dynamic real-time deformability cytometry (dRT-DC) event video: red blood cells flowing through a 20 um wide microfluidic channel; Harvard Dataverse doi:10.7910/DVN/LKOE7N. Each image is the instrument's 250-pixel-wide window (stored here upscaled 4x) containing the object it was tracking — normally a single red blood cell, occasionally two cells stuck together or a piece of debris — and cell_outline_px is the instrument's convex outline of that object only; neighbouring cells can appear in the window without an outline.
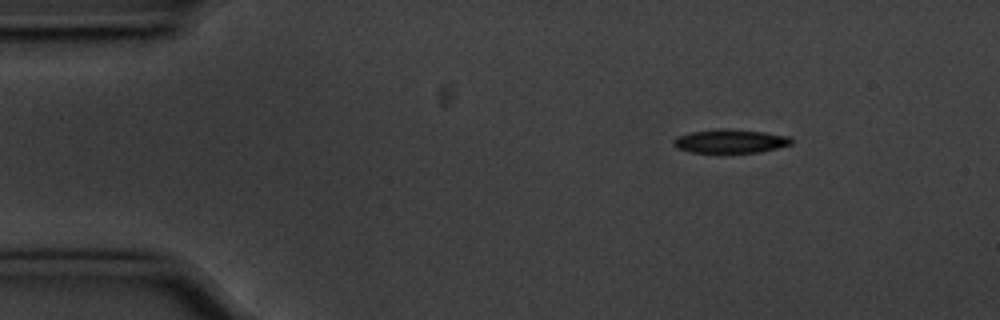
{"species": "common noctule bat (a hibernating species)", "species_latin": "Nyctalus noctula", "temperature_condition": "cold", "stored_images_in_passage": 9, "camera_frame_rate_fps": 3000, "um_per_image_px": 0.085, "animal": {"sex": "male", "body_mass_g": 20.1, "forearm_length_mm": 53.5}, "frame": {"image": 1, "passage_image": 1, "time_ms": 0.0, "image_size_px": [1000, 320], "cell_outline_px": [[792, 144], [760, 152], [692, 152], [676, 148], [672, 144], [672, 140], [676, 136], [692, 132], [720, 128], [724, 128], [764, 132], [788, 136], [792, 140]], "centroid_in_image_um": [62.03, 11.99], "position_along_channel_um": 23.0, "area_um2": 16.18}}